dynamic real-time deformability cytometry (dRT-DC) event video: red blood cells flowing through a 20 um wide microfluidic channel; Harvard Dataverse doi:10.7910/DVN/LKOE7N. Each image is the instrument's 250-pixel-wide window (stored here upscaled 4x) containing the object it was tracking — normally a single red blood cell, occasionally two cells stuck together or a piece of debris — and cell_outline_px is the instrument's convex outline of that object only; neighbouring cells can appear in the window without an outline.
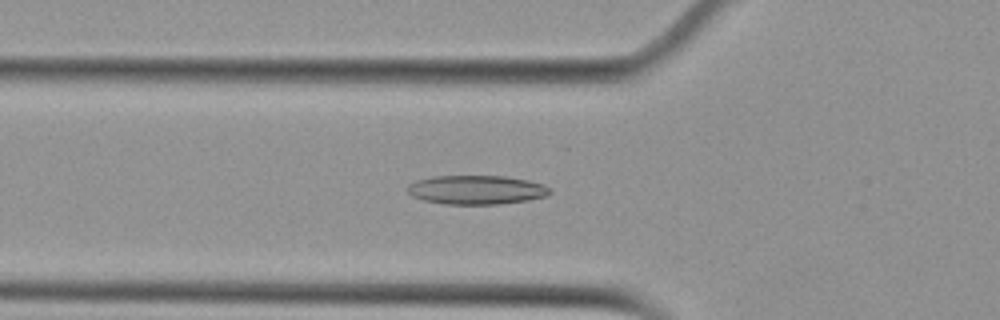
{"species": "Egyptian fruit bat (a non-hibernating species)", "species_latin": "Rousettus aegyptiacus", "temperature_condition": "cold", "stored_images_in_passage": 54, "camera_frame_rate_fps": 3000, "um_per_image_px": 0.085, "animal": {"sex": "female"}, "frame": {"image": 1, "passage_image": 19, "time_ms": 6.0, "image_size_px": [1000, 320], "cell_outline_px": [[552, 192], [548, 196], [528, 200], [500, 204], [444, 204], [424, 200], [412, 196], [408, 192], [408, 184], [416, 180], [432, 176], [504, 176], [528, 180], [544, 184], [552, 188]], "centroid_in_image_um": [40.54, 16.13], "position_along_channel_um": 85.3, "area_um2": 24.28}}
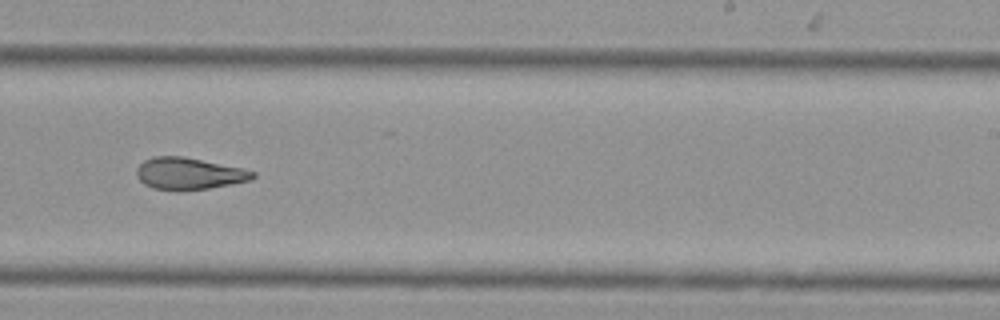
{"frame": {"image": 2, "passage_image": 34, "time_ms": 11.0, "image_size_px": [1000, 320], "cell_outline_px": [[256, 176], [252, 180], [232, 184], [208, 188], [152, 188], [144, 184], [136, 176], [136, 168], [144, 160], [152, 156], [184, 156], [240, 168], [256, 172]], "centroid_in_image_um": [16.05, 14.72], "position_along_channel_um": 272.9, "area_um2": 21.04}}
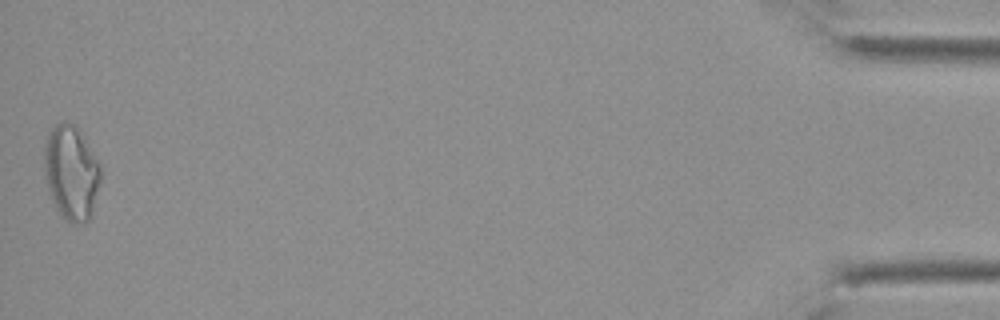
{"frame": {"image": 3, "passage_image": 54, "time_ms": 17.667, "image_size_px": [1000, 320], "cell_outline_px": [[100, 184], [92, 216], [88, 220], [76, 224], [72, 224], [56, 208], [48, 192], [44, 176], [44, 144], [48, 132], [56, 124], [64, 120], [76, 124], [100, 160]], "centroid_in_image_um": [6.07, 14.62], "position_along_channel_um": 429.1, "area_um2": 31.79}, "authors_computed_cell_mechanics": {"area_um2": 23.9003, "velocity_mm_per_s": 3.7562, "shape_relaxation_time_tau1_ms": null, "shape_relaxation_time_tau2_ms": 2.9669, "deformation_change_tau1": null, "deformation_change_tau2": 0.1045}}